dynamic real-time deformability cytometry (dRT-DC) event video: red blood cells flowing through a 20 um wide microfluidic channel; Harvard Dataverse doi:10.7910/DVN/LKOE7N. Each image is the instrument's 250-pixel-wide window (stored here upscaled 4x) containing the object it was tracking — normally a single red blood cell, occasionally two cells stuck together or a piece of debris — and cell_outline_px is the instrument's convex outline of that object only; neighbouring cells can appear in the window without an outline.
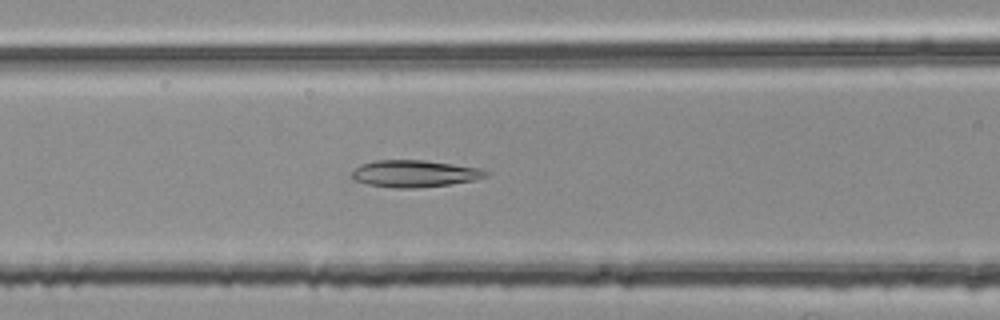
{"species": "common noctule bat (a hibernating species)", "species_latin": "Nyctalus noctula", "temperature_condition": "room temperature", "stored_images_in_passage": 41, "camera_frame_rate_fps": 3000, "um_per_image_px": 0.085, "animal": {"sex": "female", "body_mass_g": 25.1}, "frame": {"image": 1, "passage_image": 14, "time_ms": 4.333, "image_size_px": [1000, 320], "cell_outline_px": [[492, 172], [488, 176], [476, 180], [420, 188], [396, 188], [368, 184], [356, 180], [352, 176], [352, 172], [360, 164], [376, 160], [424, 160], [480, 168]], "centroid_in_image_um": [35.29, 14.75], "position_along_channel_um": 131.3, "area_um2": 21.04}}
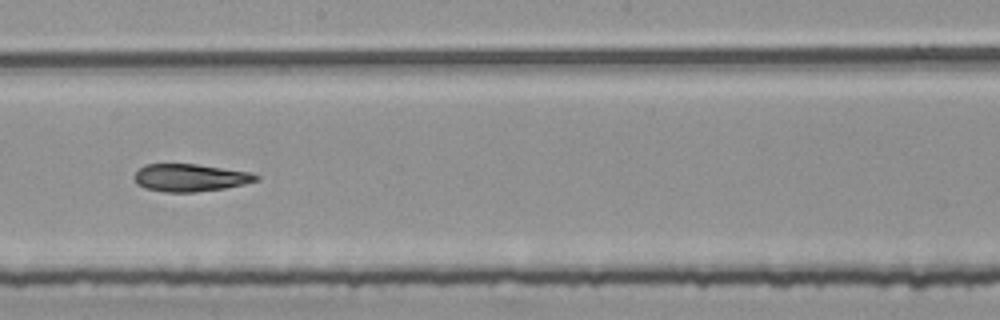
{"frame": {"image": 2, "passage_image": 22, "time_ms": 7.0, "image_size_px": [1000, 320], "cell_outline_px": [[260, 180], [244, 184], [224, 188], [196, 192], [164, 192], [144, 188], [136, 184], [132, 176], [144, 164], [196, 164], [248, 172], [260, 176]], "centroid_in_image_um": [16.12, 15.11], "position_along_channel_um": 232.1, "area_um2": 19.59}}
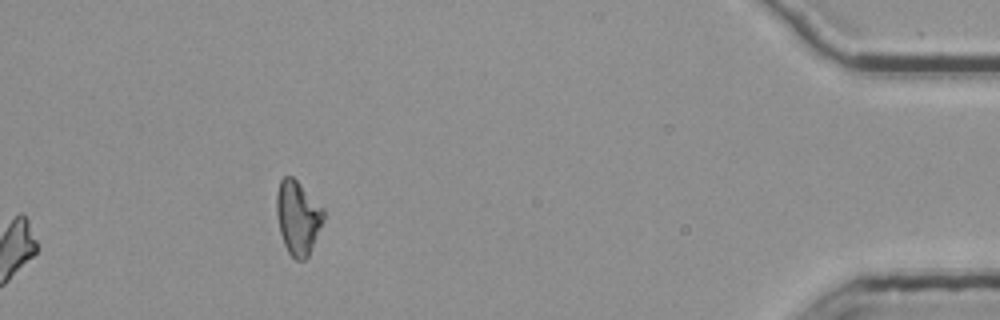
{"frame": {"image": 3, "passage_image": 41, "time_ms": 13.333, "image_size_px": [1000, 320], "cell_outline_px": [[324, 220], [308, 256], [304, 260], [296, 260], [288, 252], [284, 244], [280, 232], [276, 216], [276, 192], [280, 180], [284, 176], [292, 176], [324, 208]], "centroid_in_image_um": [25.3, 18.48], "position_along_channel_um": 409.9, "area_um2": 20.23}, "authors_computed_cell_mechanics": {"area_um2": 20.23, "velocity_mm_per_s": 3.7786, "shape_relaxation_time_tau1_ms": 7.8217, "shape_relaxation_time_tau2_ms": 4.8854, "deformation_change_tau1": 0.1965, "deformation_change_tau2": 0.131}}